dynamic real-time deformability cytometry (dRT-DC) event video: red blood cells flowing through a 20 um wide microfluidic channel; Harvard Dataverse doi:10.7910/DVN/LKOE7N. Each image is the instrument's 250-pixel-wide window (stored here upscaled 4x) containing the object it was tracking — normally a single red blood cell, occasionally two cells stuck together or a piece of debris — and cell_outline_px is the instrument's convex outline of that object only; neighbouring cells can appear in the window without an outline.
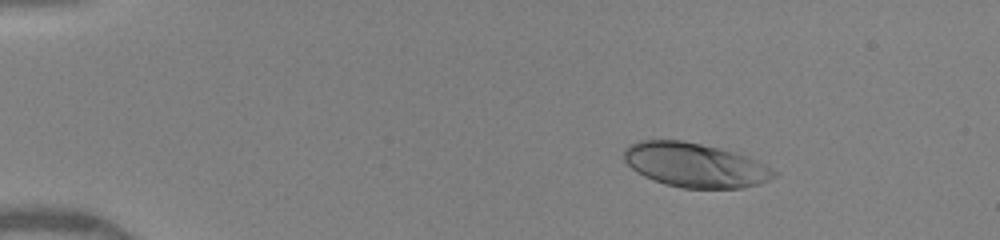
{"species": "human", "species_latin": "Homo sapiens", "temperature_condition": "warm", "stored_images_in_passage": 45, "camera_frame_rate_fps": 3000, "um_per_image_px": 0.085, "donor": {"sex": "female"}, "frame": {"image": 1, "passage_image": 7, "time_ms": 2.0, "image_size_px": [1000, 240], "cell_outline_px": [[776, 176], [760, 184], [740, 188], [680, 188], [664, 184], [652, 180], [636, 172], [624, 160], [624, 148], [628, 144], [640, 140], [684, 140], [720, 148], [748, 156], [772, 168], [776, 172]], "centroid_in_image_um": [59.05, 14.03], "position_along_channel_um": 25.9, "area_um2": 38.96}}
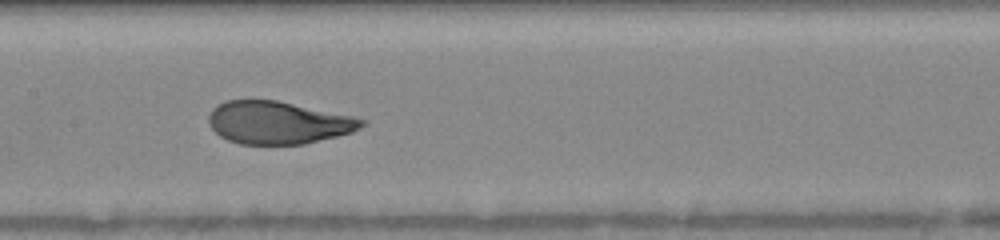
{"frame": {"image": 2, "passage_image": 25, "time_ms": 8.0, "image_size_px": [1000, 240], "cell_outline_px": [[368, 124], [352, 132], [304, 144], [240, 144], [228, 140], [220, 136], [212, 128], [208, 120], [208, 116], [212, 108], [228, 100], [276, 100], [352, 116], [368, 120]], "centroid_in_image_um": [23.66, 10.42], "position_along_channel_um": 183.7, "area_um2": 37.86}}
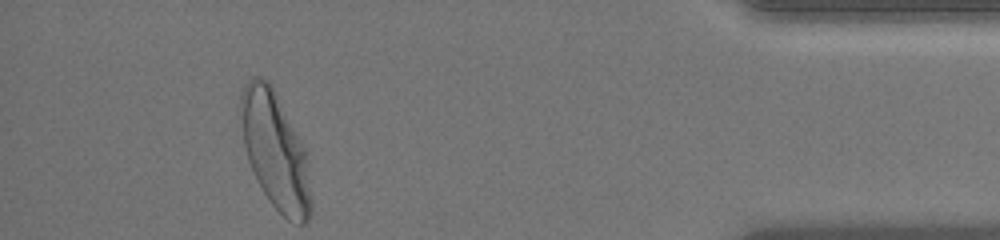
{"frame": {"image": 3, "passage_image": 45, "time_ms": 14.667, "image_size_px": [1000, 240], "cell_outline_px": [[312, 216], [304, 224], [296, 224], [288, 220], [272, 204], [264, 192], [248, 160], [244, 144], [240, 104], [240, 96], [244, 84], [252, 76], [260, 76], [268, 80], [272, 84], [304, 148], [312, 200]], "centroid_in_image_um": [23.4, 12.81], "position_along_channel_um": 411.8, "area_um2": 47.4}, "authors_computed_cell_mechanics": {"area_um2": 39.6508, "velocity_mm_per_s": 4.0991, "shape_relaxation_time_tau1_ms": 3.4137, "shape_relaxation_time_tau2_ms": null, "deformation_change_tau1": 0.2006, "deformation_change_tau2": null}}